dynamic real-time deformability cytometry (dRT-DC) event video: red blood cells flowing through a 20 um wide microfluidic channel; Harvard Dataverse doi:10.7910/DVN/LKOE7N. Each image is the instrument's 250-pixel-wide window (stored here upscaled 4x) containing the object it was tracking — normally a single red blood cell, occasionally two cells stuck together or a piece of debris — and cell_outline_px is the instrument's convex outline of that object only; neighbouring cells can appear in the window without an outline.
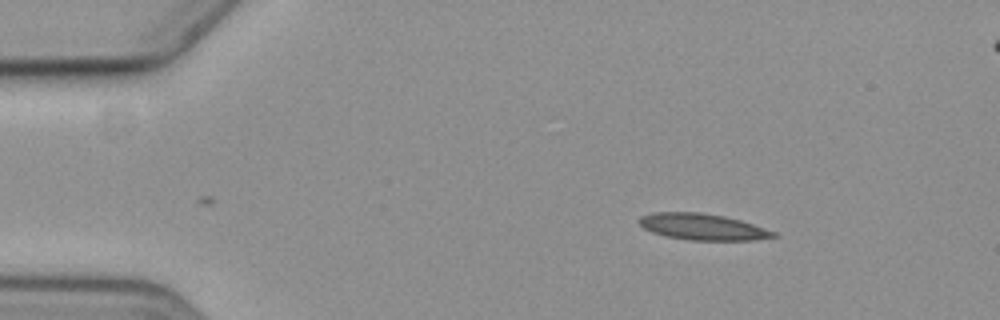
{"species": "common noctule bat (a hibernating species)", "species_latin": "Nyctalus noctula", "temperature_condition": "cold", "stored_images_in_passage": 4, "camera_frame_rate_fps": 3000, "um_per_image_px": 0.085, "animal": {"sex": "female", "body_mass_g": 19.3, "forearm_length_mm": 54.1}, "frame": {"image": 1, "passage_image": 1, "time_ms": 0.0, "image_size_px": [1000, 320], "cell_outline_px": [[780, 236], [756, 240], [688, 240], [664, 236], [652, 232], [644, 228], [636, 220], [640, 216], [652, 212], [700, 212], [724, 216], [740, 220], [776, 232]], "centroid_in_image_um": [59.7, 19.28], "position_along_channel_um": 25.3, "area_um2": 20.75}}